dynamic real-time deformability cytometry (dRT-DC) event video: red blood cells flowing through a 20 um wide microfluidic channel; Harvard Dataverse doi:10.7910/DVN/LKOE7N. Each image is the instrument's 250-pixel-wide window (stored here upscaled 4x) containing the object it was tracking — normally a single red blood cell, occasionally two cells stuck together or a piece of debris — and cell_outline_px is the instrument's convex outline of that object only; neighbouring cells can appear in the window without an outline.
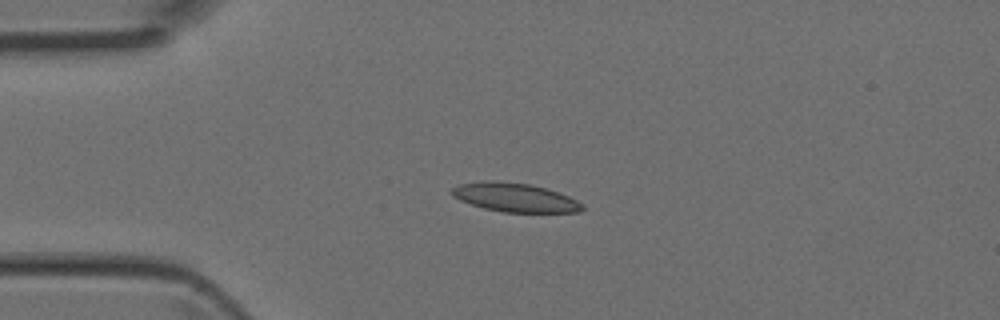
{"species": "Egyptian fruit bat (a non-hibernating species)", "species_latin": "Rousettus aegyptiacus", "temperature_condition": "room temperature", "stored_images_in_passage": 4, "camera_frame_rate_fps": 3000, "um_per_image_px": 0.085, "animal": {"sex": "female"}, "frame": {"image": 1, "passage_image": 3, "time_ms": 0.667, "image_size_px": [1000, 320], "cell_outline_px": [[584, 208], [580, 212], [504, 212], [484, 208], [460, 200], [452, 196], [448, 192], [452, 188], [460, 184], [484, 180], [492, 180], [528, 184], [544, 188], [568, 196], [584, 204]], "centroid_in_image_um": [43.73, 16.78], "position_along_channel_um": 41.3, "area_um2": 21.79}}
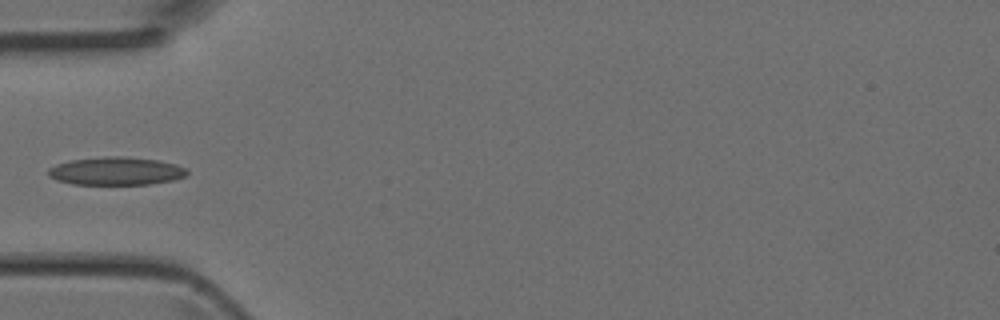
{"frame": {"image": 2, "passage_image": 4, "time_ms": 1.0, "image_size_px": [1000, 320], "cell_outline_px": [[188, 172], [184, 176], [176, 180], [148, 184], [72, 184], [56, 180], [48, 176], [48, 168], [56, 164], [72, 160], [104, 156], [124, 156], [160, 160], [176, 164], [184, 168]], "centroid_in_image_um": [9.86, 14.53], "position_along_channel_um": 75.1, "area_um2": 22.77}}